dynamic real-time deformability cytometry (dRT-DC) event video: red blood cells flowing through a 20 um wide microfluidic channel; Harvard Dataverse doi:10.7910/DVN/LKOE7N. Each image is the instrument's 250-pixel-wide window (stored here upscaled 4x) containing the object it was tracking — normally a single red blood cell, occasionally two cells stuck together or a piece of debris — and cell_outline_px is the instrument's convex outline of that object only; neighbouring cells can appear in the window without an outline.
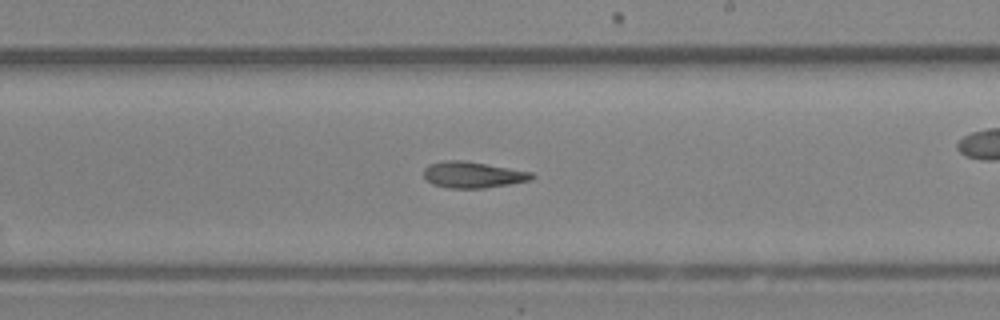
{"species": "Egyptian fruit bat (a non-hibernating species)", "species_latin": "Rousettus aegyptiacus", "temperature_condition": "room temperature", "stored_images_in_passage": 38, "camera_frame_rate_fps": 3000, "um_per_image_px": 0.085, "animal": {"sex": "female"}, "frame": {"image": 1, "passage_image": 22, "time_ms": 7.0, "image_size_px": [1000, 320], "cell_outline_px": [[536, 176], [532, 180], [484, 188], [448, 188], [432, 184], [424, 176], [424, 168], [428, 164], [444, 160], [464, 160], [532, 172]], "centroid_in_image_um": [40.19, 14.85], "position_along_channel_um": 248.8, "area_um2": 16.53}}
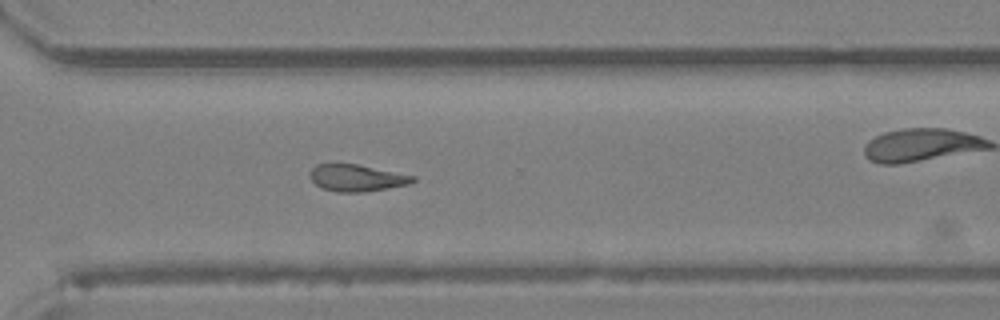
{"frame": {"image": 2, "passage_image": 27, "time_ms": 8.667, "image_size_px": [1000, 320], "cell_outline_px": [[416, 180], [408, 184], [388, 188], [364, 192], [336, 192], [320, 188], [308, 176], [312, 168], [316, 164], [356, 164], [416, 176]], "centroid_in_image_um": [30.29, 15.13], "position_along_channel_um": 340.3, "area_um2": 16.07}}